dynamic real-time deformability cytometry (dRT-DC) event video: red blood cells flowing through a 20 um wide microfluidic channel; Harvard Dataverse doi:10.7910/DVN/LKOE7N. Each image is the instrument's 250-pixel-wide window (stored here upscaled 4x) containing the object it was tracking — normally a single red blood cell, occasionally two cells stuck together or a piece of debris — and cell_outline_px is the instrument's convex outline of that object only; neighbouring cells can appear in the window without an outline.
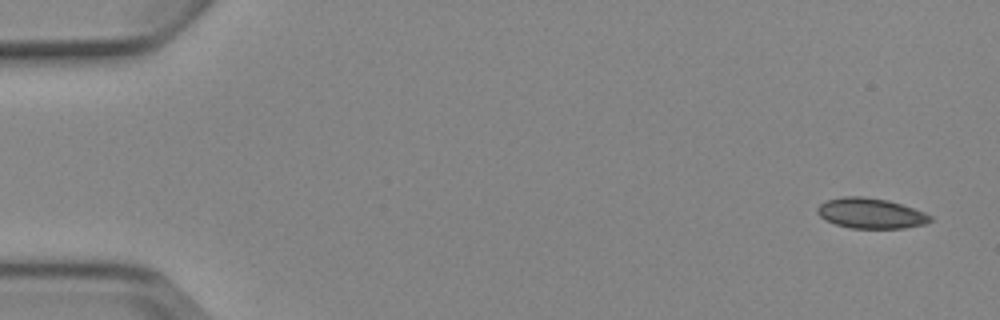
{"species": "Egyptian fruit bat (a non-hibernating species)", "species_latin": "Rousettus aegyptiacus", "temperature_condition": "cold", "stored_images_in_passage": 4, "camera_frame_rate_fps": 3000, "um_per_image_px": 0.085, "animal": {"sex": "female"}, "frame": {"image": 1, "passage_image": 1, "time_ms": 0.0, "image_size_px": [1000, 320], "cell_outline_px": [[932, 220], [924, 224], [904, 228], [852, 228], [836, 224], [820, 216], [816, 212], [816, 208], [820, 204], [828, 200], [844, 196], [860, 196], [888, 200], [924, 212], [932, 216]], "centroid_in_image_um": [74.01, 18.13], "position_along_channel_um": 11.0, "area_um2": 19.71}}
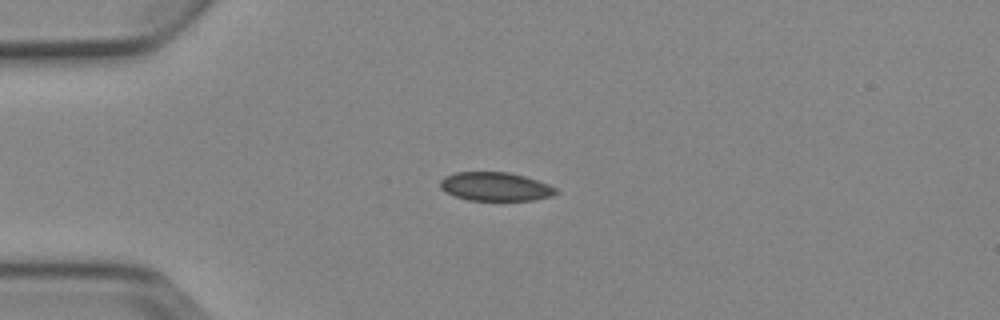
{"frame": {"image": 2, "passage_image": 4, "time_ms": 3.667, "image_size_px": [1000, 320], "cell_outline_px": [[560, 192], [552, 196], [532, 200], [468, 200], [456, 196], [440, 188], [440, 180], [444, 176], [456, 172], [508, 172], [524, 176], [548, 184], [556, 188]], "centroid_in_image_um": [42.12, 15.85], "position_along_channel_um": 42.9, "area_um2": 19.25}}